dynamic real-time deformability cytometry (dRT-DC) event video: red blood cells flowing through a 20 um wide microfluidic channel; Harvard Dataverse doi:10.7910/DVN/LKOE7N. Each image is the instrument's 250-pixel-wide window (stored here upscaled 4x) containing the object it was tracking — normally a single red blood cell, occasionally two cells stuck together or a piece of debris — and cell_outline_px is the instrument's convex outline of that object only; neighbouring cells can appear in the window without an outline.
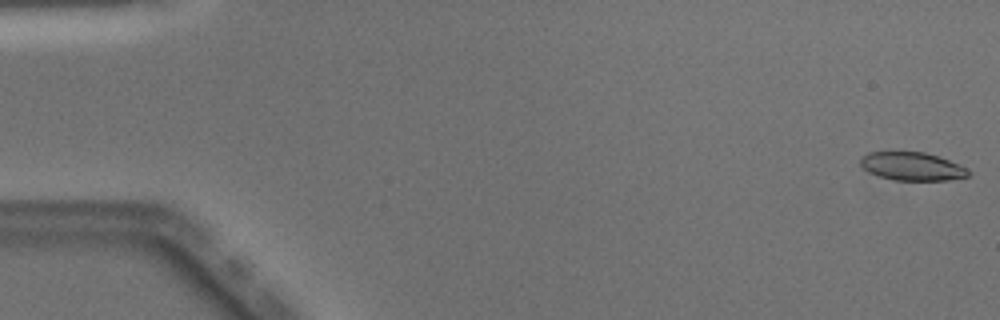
{"species": "Egyptian fruit bat (a non-hibernating species)", "species_latin": "Rousettus aegyptiacus", "temperature_condition": "warm", "stored_images_in_passage": 50, "camera_frame_rate_fps": 3000, "um_per_image_px": 0.085, "animal": {"sex": "male"}, "frame": {"image": 1, "passage_image": 1, "time_ms": 0.0, "image_size_px": [1000, 320], "cell_outline_px": [[972, 172], [968, 176], [948, 180], [892, 180], [868, 172], [860, 164], [860, 160], [868, 152], [924, 152], [948, 160]], "centroid_in_image_um": [77.5, 14.15], "position_along_channel_um": 7.5, "area_um2": 17.46}}
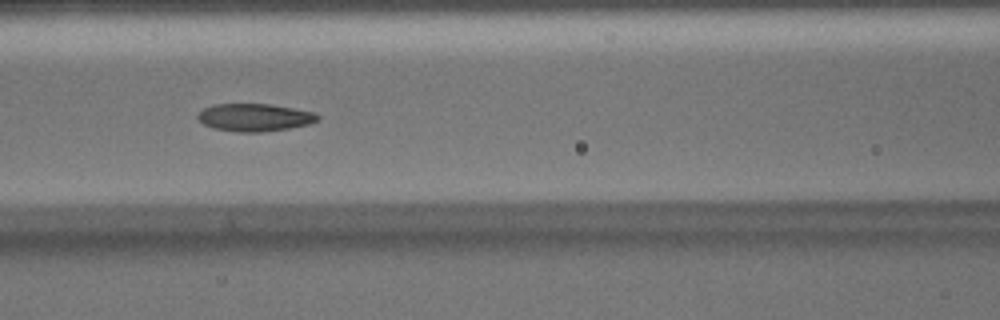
{"frame": {"image": 2, "passage_image": 22, "time_ms": 7.0, "image_size_px": [1000, 320], "cell_outline_px": [[320, 120], [308, 124], [288, 128], [260, 132], [240, 132], [212, 128], [204, 124], [196, 116], [204, 108], [212, 104], [272, 104], [316, 112], [320, 116]], "centroid_in_image_um": [21.67, 9.97], "position_along_channel_um": 144.9, "area_um2": 19.36}}
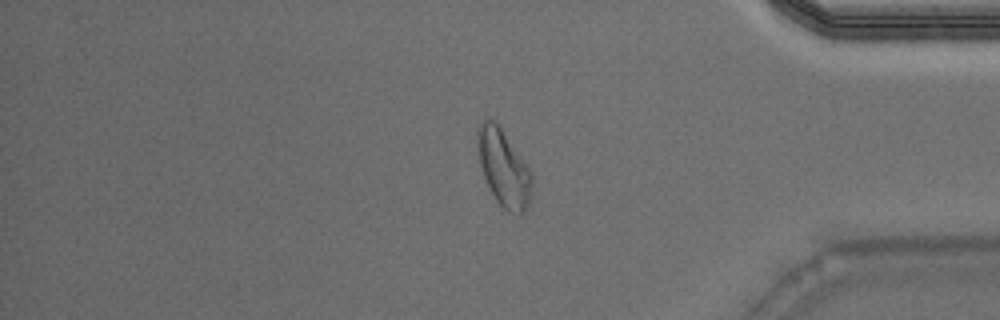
{"frame": {"image": 3, "passage_image": 42, "time_ms": 13.667, "image_size_px": [1000, 320], "cell_outline_px": [[532, 196], [524, 212], [520, 216], [508, 212], [496, 200], [484, 176], [480, 164], [476, 144], [476, 132], [480, 124], [484, 120], [496, 120], [500, 124], [532, 172]], "centroid_in_image_um": [42.83, 14.26], "position_along_channel_um": 392.4, "area_um2": 24.68}, "authors_computed_cell_mechanics": {"area_um2": 19.5942, "velocity_mm_per_s": 4.0582, "shape_relaxation_time_tau1_ms": 7.3133, "shape_relaxation_time_tau2_ms": 1.9716, "deformation_change_tau1": 0.2135, "deformation_change_tau2": 0.0856}}